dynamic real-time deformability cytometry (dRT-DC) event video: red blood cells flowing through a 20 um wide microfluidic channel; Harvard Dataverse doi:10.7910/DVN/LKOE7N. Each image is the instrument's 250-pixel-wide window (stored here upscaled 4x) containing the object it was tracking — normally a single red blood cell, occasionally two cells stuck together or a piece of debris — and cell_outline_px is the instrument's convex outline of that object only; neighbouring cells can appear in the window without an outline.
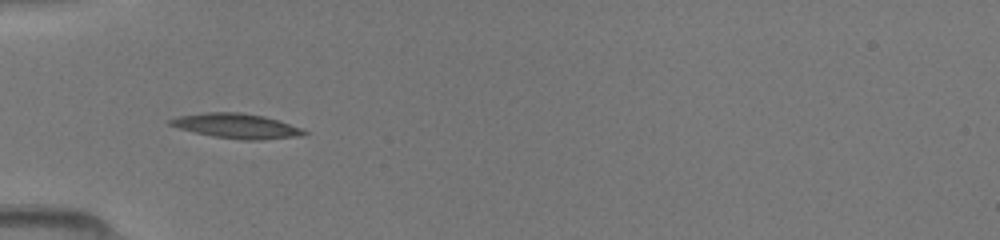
{"species": "common noctule bat (a hibernating species)", "species_latin": "Nyctalus noctula", "temperature_condition": "room temperature", "stored_images_in_passage": 15, "camera_frame_rate_fps": 3000, "um_per_image_px": 0.085, "animal": {"sex": "female", "body_mass_g": 19.5, "forearm_length_mm": 54.1}, "frame": {"image": 1, "passage_image": 3, "time_ms": 0.667, "image_size_px": [1000, 240], "cell_outline_px": [[308, 132], [300, 136], [264, 140], [244, 140], [212, 136], [180, 128], [168, 124], [168, 120], [180, 116], [208, 112], [240, 112], [264, 116], [304, 128]], "centroid_in_image_um": [20.17, 10.71], "position_along_channel_um": 64.8, "area_um2": 19.25}}